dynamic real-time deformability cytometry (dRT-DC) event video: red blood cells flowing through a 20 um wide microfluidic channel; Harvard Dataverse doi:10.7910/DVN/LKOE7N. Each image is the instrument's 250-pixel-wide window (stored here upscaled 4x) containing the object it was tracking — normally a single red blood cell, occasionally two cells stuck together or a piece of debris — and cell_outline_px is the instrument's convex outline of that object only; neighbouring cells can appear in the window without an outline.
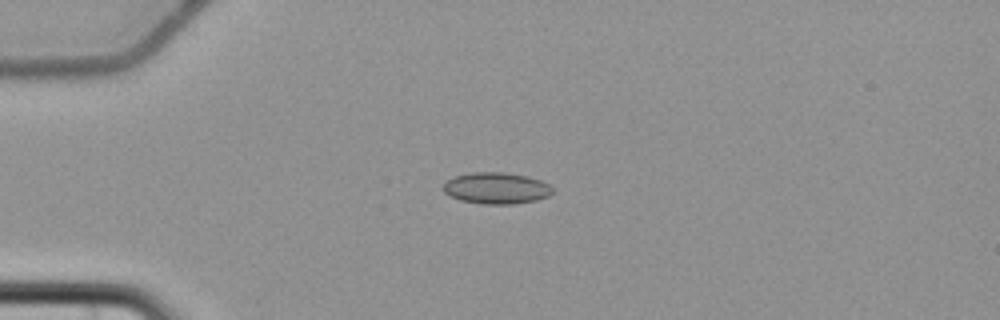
{"species": "common noctule bat (a hibernating species)", "species_latin": "Nyctalus noctula", "temperature_condition": "cold", "stored_images_in_passage": 6, "camera_frame_rate_fps": 3000, "um_per_image_px": 0.085, "animal": {"sex": "female", "body_mass_g": 22.7, "forearm_length_mm": 54.2}, "frame": {"image": 1, "passage_image": 5, "time_ms": 5.0, "image_size_px": [1000, 320], "cell_outline_px": [[552, 192], [548, 196], [536, 200], [516, 204], [484, 204], [460, 200], [444, 192], [440, 188], [452, 176], [472, 172], [504, 172], [528, 176], [540, 180], [548, 184], [552, 188]], "centroid_in_image_um": [42.16, 15.99], "position_along_channel_um": 42.8, "area_um2": 20.11}}